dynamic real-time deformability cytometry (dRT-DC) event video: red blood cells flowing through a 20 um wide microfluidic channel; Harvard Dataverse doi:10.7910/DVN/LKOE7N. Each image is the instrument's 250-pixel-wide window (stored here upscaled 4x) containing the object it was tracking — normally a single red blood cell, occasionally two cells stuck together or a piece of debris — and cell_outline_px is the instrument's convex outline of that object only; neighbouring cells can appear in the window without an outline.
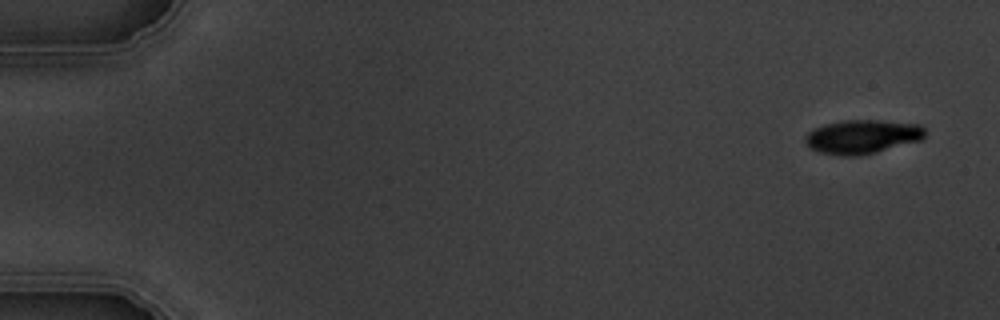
{"species": "common noctule bat (a hibernating species)", "species_latin": "Nyctalus noctula", "temperature_condition": "warm", "stored_images_in_passage": 5, "camera_frame_rate_fps": 3000, "um_per_image_px": 0.085, "animal": {"sex": "male", "body_mass_g": 19.5, "forearm_length_mm": 54.6}, "frame": {"image": 1, "passage_image": 1, "time_ms": 0.0, "image_size_px": [1000, 320], "cell_outline_px": [[924, 136], [920, 140], [876, 152], [860, 156], [840, 156], [820, 152], [808, 148], [804, 140], [804, 136], [808, 132], [824, 124], [844, 120], [880, 120], [920, 124], [924, 128]], "centroid_in_image_um": [73.25, 11.62], "position_along_channel_um": 11.7, "area_um2": 23.76}}
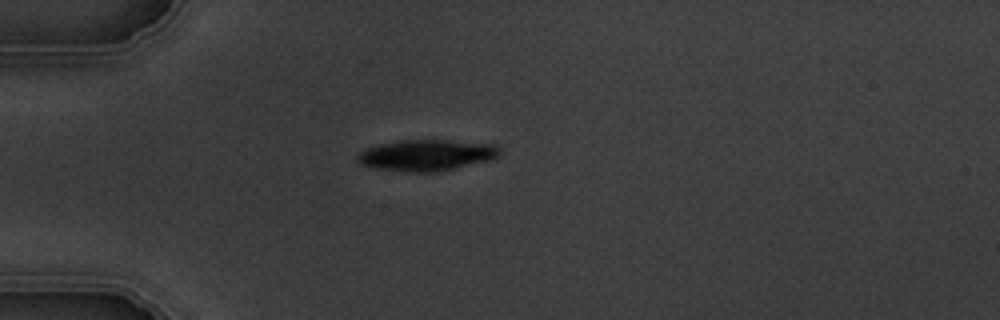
{"frame": {"image": 2, "passage_image": 5, "time_ms": 4.333, "image_size_px": [1000, 320], "cell_outline_px": [[500, 156], [488, 160], [440, 172], [400, 172], [376, 168], [360, 164], [356, 160], [356, 156], [364, 148], [380, 144], [400, 140], [448, 140], [492, 144], [500, 148]], "centroid_in_image_um": [36.22, 13.2], "position_along_channel_um": 48.8, "area_um2": 26.01}}